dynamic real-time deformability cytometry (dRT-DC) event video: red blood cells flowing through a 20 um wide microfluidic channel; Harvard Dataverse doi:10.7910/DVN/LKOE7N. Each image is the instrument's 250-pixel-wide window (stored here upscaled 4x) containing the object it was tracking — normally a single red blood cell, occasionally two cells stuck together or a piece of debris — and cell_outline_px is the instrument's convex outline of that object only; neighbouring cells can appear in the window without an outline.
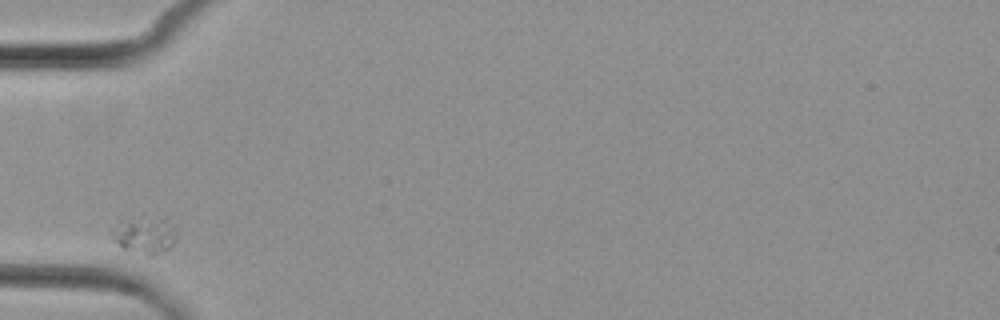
{"species": "common noctule bat (a hibernating species)", "species_latin": "Nyctalus noctula", "temperature_condition": "cold", "stored_images_in_passage": 9, "camera_frame_rate_fps": 3000, "um_per_image_px": 0.085, "animal": {"sex": "female", "body_mass_g": 29.2, "forearm_length_mm": 56.3}, "frame": {"image": 1, "passage_image": 1, "time_ms": 0.0, "image_size_px": [1000, 320], "cell_outline_px": [[176, 240], [164, 252], [156, 256], [148, 256], [120, 248], [112, 240], [112, 232], [120, 220], [164, 220], [176, 232]], "centroid_in_image_um": [12.25, 20.09], "position_along_channel_um": 72.7, "area_um2": 13.29}}
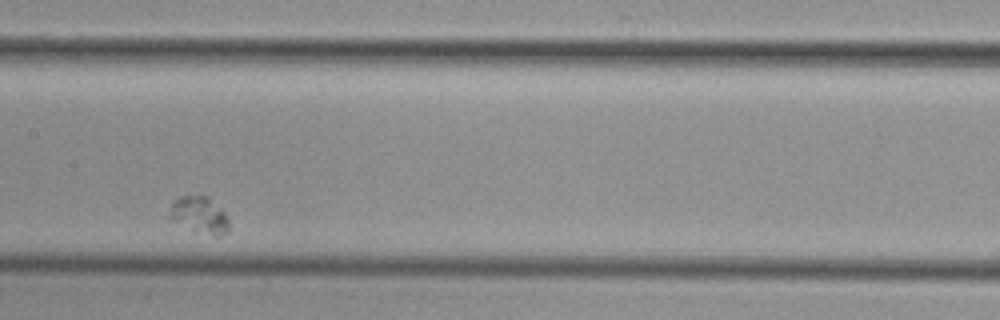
{"frame": {"image": 2, "passage_image": 4, "time_ms": 3.667, "image_size_px": [1000, 320], "cell_outline_px": [[228, 232], [220, 236], [212, 236], [192, 232], [168, 220], [168, 216], [172, 200], [180, 196], [200, 192], [208, 196], [224, 212], [228, 220]], "centroid_in_image_um": [16.88, 18.27], "position_along_channel_um": 190.5, "area_um2": 13.64}}